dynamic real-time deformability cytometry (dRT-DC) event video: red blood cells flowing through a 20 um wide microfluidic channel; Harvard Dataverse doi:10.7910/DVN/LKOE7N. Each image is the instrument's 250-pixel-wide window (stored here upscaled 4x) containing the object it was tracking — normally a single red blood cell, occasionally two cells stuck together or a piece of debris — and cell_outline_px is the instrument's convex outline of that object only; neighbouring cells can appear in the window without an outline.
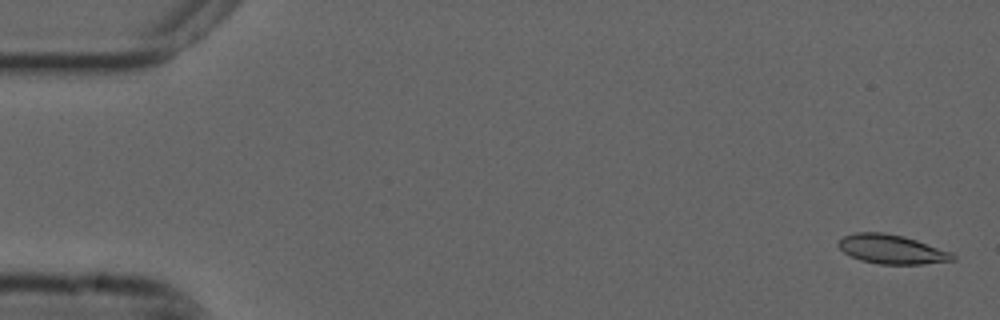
{"species": "common noctule bat (a hibernating species)", "species_latin": "Nyctalus noctula", "temperature_condition": "cold", "stored_images_in_passage": 9, "camera_frame_rate_fps": 3000, "um_per_image_px": 0.085, "animal": {"sex": "male", "forearm_length_mm": 52.5}, "frame": {"image": 1, "passage_image": 2, "time_ms": 0.333, "image_size_px": [1000, 320], "cell_outline_px": [[956, 260], [924, 264], [880, 264], [860, 260], [844, 252], [836, 244], [844, 236], [856, 232], [884, 232], [904, 236], [952, 252], [956, 256]], "centroid_in_image_um": [75.82, 21.19], "position_along_channel_um": 9.2, "area_um2": 19.42}}